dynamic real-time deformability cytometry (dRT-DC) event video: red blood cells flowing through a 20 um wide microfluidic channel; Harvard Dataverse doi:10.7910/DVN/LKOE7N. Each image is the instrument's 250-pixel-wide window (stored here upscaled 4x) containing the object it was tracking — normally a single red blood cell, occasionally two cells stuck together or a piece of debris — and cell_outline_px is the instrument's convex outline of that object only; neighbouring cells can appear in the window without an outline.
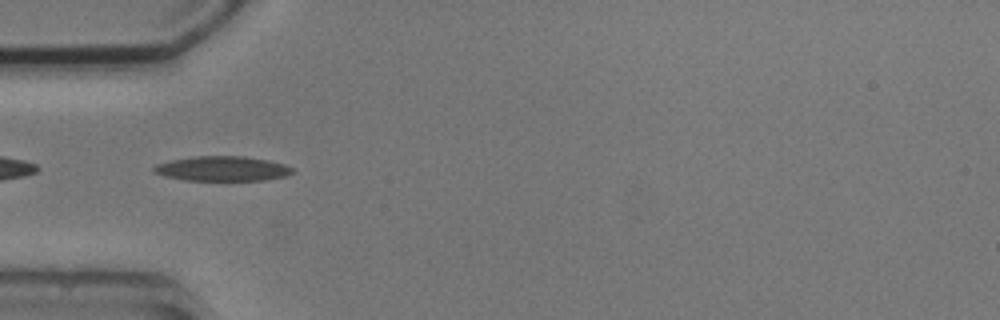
{"species": "common noctule bat (a hibernating species)", "species_latin": "Nyctalus noctula", "temperature_condition": "cold", "stored_images_in_passage": 7, "camera_frame_rate_fps": 3000, "um_per_image_px": 0.085, "animal": {"sex": "male", "body_mass_g": 20.5, "forearm_length_mm": 52.5}, "frame": {"image": 1, "passage_image": 5, "time_ms": 4.667, "image_size_px": [1000, 320], "cell_outline_px": [[296, 172], [288, 176], [264, 180], [184, 180], [164, 176], [152, 172], [152, 168], [156, 164], [172, 160], [192, 156], [244, 156], [268, 160], [284, 164], [296, 168]], "centroid_in_image_um": [18.94, 14.33], "position_along_channel_um": 66.1, "area_um2": 20.29}}